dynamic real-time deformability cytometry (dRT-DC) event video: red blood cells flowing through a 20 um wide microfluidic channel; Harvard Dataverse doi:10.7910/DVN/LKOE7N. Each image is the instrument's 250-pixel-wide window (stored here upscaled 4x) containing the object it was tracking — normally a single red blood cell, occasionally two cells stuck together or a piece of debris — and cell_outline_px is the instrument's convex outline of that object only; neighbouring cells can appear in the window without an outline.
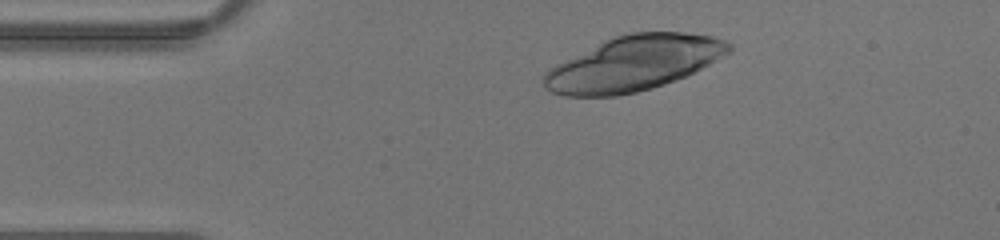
{"species": "human", "species_latin": "Homo sapiens", "temperature_condition": "warm", "stored_images_in_passage": 19, "camera_frame_rate_fps": 3000, "um_per_image_px": 0.085, "donor": {"sex": "male"}, "frame": {"image": 1, "passage_image": 4, "time_ms": 1.0, "image_size_px": [1000, 240], "cell_outline_px": [[732, 52], [676, 80], [652, 88], [636, 92], [616, 96], [564, 96], [552, 92], [544, 88], [544, 72], [548, 68], [604, 40], [628, 32], [684, 32], [712, 36], [724, 40], [732, 44]], "centroid_in_image_um": [53.85, 5.38], "position_along_channel_um": 31.2, "area_um2": 59.01}}